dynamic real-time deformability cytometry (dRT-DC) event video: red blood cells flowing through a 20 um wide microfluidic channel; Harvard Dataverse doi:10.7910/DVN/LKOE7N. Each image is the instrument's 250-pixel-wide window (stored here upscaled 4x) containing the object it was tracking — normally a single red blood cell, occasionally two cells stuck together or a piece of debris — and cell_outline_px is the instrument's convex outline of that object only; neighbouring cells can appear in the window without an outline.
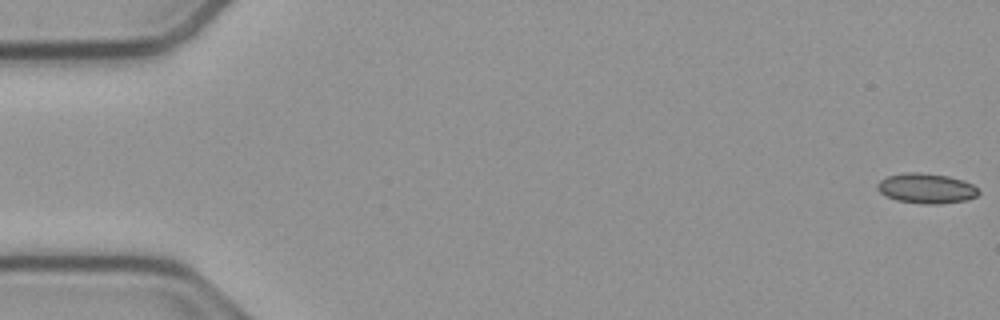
{"species": "common noctule bat (a hibernating species)", "species_latin": "Nyctalus noctula", "temperature_condition": "cold", "stored_images_in_passage": 52, "camera_frame_rate_fps": 3000, "um_per_image_px": 0.085, "animal": {"sex": "male", "body_mass_g": 23.1, "forearm_length_mm": 52.7}, "frame": {"image": 1, "passage_image": 1, "time_ms": 0.0, "image_size_px": [1000, 320], "cell_outline_px": [[980, 192], [976, 196], [964, 200], [940, 204], [924, 204], [896, 200], [880, 192], [876, 188], [876, 184], [880, 180], [888, 176], [904, 172], [920, 172], [948, 176], [964, 180], [972, 184]], "centroid_in_image_um": [78.72, 16.0], "position_along_channel_um": 6.3, "area_um2": 17.69}}
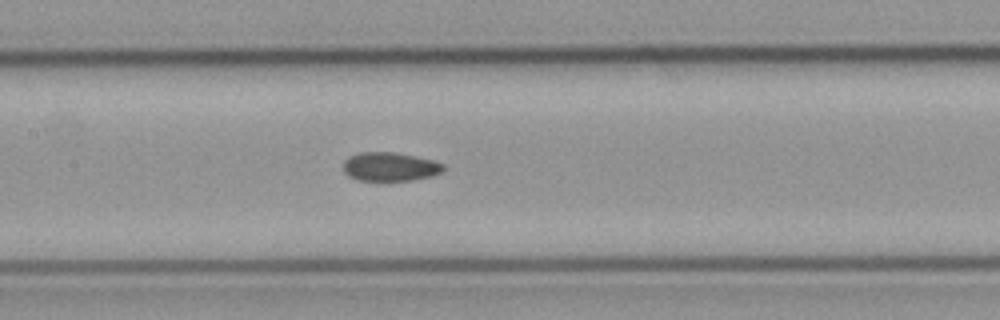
{"frame": {"image": 2, "passage_image": 26, "time_ms": 8.333, "image_size_px": [1000, 320], "cell_outline_px": [[444, 168], [440, 172], [432, 176], [412, 180], [380, 184], [356, 180], [348, 176], [344, 172], [344, 160], [348, 156], [360, 152], [396, 152], [432, 160], [444, 164]], "centroid_in_image_um": [33.09, 14.22], "position_along_channel_um": 174.3, "area_um2": 17.57}}
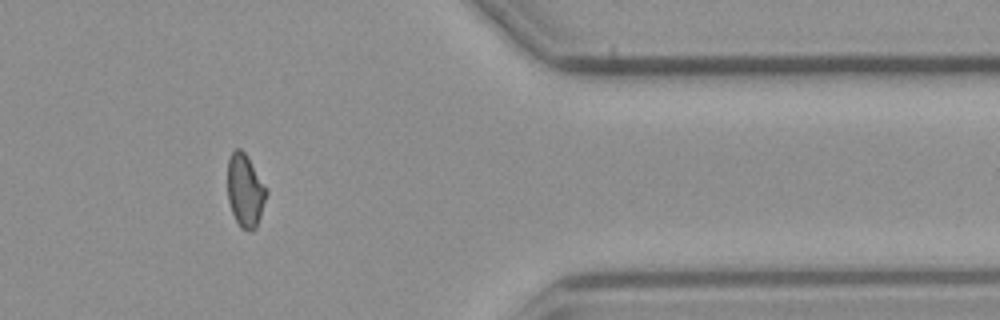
{"frame": {"image": 3, "passage_image": 45, "time_ms": 14.667, "image_size_px": [1000, 320], "cell_outline_px": [[268, 192], [256, 228], [252, 232], [248, 232], [240, 228], [232, 212], [228, 200], [228, 160], [232, 152], [236, 148], [240, 148], [244, 152], [268, 188]], "centroid_in_image_um": [20.85, 16.23], "position_along_channel_um": 390.5, "area_um2": 16.59}, "authors_computed_cell_mechanics": {"area_um2": 17.2822, "velocity_mm_per_s": 3.7966, "shape_relaxation_time_tau1_ms": null, "shape_relaxation_time_tau2_ms": 2.1629, "deformation_change_tau1": null, "deformation_change_tau2": 0.0733}}